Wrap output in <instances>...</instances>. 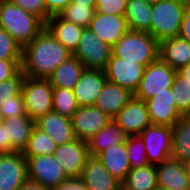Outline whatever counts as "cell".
<instances>
[{
	"mask_svg": "<svg viewBox=\"0 0 190 190\" xmlns=\"http://www.w3.org/2000/svg\"><path fill=\"white\" fill-rule=\"evenodd\" d=\"M12 142L8 139L7 127L4 124L0 125V154L11 153Z\"/></svg>",
	"mask_w": 190,
	"mask_h": 190,
	"instance_id": "45",
	"label": "cell"
},
{
	"mask_svg": "<svg viewBox=\"0 0 190 190\" xmlns=\"http://www.w3.org/2000/svg\"><path fill=\"white\" fill-rule=\"evenodd\" d=\"M73 54L44 28L22 50L21 70L30 78L47 79Z\"/></svg>",
	"mask_w": 190,
	"mask_h": 190,
	"instance_id": "1",
	"label": "cell"
},
{
	"mask_svg": "<svg viewBox=\"0 0 190 190\" xmlns=\"http://www.w3.org/2000/svg\"><path fill=\"white\" fill-rule=\"evenodd\" d=\"M73 55L85 68L105 70L112 56V47L101 41L89 28H84Z\"/></svg>",
	"mask_w": 190,
	"mask_h": 190,
	"instance_id": "8",
	"label": "cell"
},
{
	"mask_svg": "<svg viewBox=\"0 0 190 190\" xmlns=\"http://www.w3.org/2000/svg\"><path fill=\"white\" fill-rule=\"evenodd\" d=\"M127 156L125 141L124 143L106 148L97 157L106 170L122 183L131 170L130 161Z\"/></svg>",
	"mask_w": 190,
	"mask_h": 190,
	"instance_id": "24",
	"label": "cell"
},
{
	"mask_svg": "<svg viewBox=\"0 0 190 190\" xmlns=\"http://www.w3.org/2000/svg\"><path fill=\"white\" fill-rule=\"evenodd\" d=\"M22 46L0 27V59H22Z\"/></svg>",
	"mask_w": 190,
	"mask_h": 190,
	"instance_id": "36",
	"label": "cell"
},
{
	"mask_svg": "<svg viewBox=\"0 0 190 190\" xmlns=\"http://www.w3.org/2000/svg\"><path fill=\"white\" fill-rule=\"evenodd\" d=\"M152 4L144 0H128L125 18L129 29L148 32L151 35Z\"/></svg>",
	"mask_w": 190,
	"mask_h": 190,
	"instance_id": "28",
	"label": "cell"
},
{
	"mask_svg": "<svg viewBox=\"0 0 190 190\" xmlns=\"http://www.w3.org/2000/svg\"><path fill=\"white\" fill-rule=\"evenodd\" d=\"M7 127L8 139L12 142V152H22L32 135L36 121L31 117L16 116L4 120Z\"/></svg>",
	"mask_w": 190,
	"mask_h": 190,
	"instance_id": "27",
	"label": "cell"
},
{
	"mask_svg": "<svg viewBox=\"0 0 190 190\" xmlns=\"http://www.w3.org/2000/svg\"><path fill=\"white\" fill-rule=\"evenodd\" d=\"M177 73L184 78V82H190V64L180 68Z\"/></svg>",
	"mask_w": 190,
	"mask_h": 190,
	"instance_id": "47",
	"label": "cell"
},
{
	"mask_svg": "<svg viewBox=\"0 0 190 190\" xmlns=\"http://www.w3.org/2000/svg\"><path fill=\"white\" fill-rule=\"evenodd\" d=\"M17 6L23 8L28 13L37 16L44 24L49 18L46 11L45 0H9Z\"/></svg>",
	"mask_w": 190,
	"mask_h": 190,
	"instance_id": "38",
	"label": "cell"
},
{
	"mask_svg": "<svg viewBox=\"0 0 190 190\" xmlns=\"http://www.w3.org/2000/svg\"><path fill=\"white\" fill-rule=\"evenodd\" d=\"M25 75L20 70L14 77L0 83V103L12 101V97L22 93Z\"/></svg>",
	"mask_w": 190,
	"mask_h": 190,
	"instance_id": "37",
	"label": "cell"
},
{
	"mask_svg": "<svg viewBox=\"0 0 190 190\" xmlns=\"http://www.w3.org/2000/svg\"><path fill=\"white\" fill-rule=\"evenodd\" d=\"M179 37L190 42V3H188L184 11Z\"/></svg>",
	"mask_w": 190,
	"mask_h": 190,
	"instance_id": "44",
	"label": "cell"
},
{
	"mask_svg": "<svg viewBox=\"0 0 190 190\" xmlns=\"http://www.w3.org/2000/svg\"><path fill=\"white\" fill-rule=\"evenodd\" d=\"M176 74L177 70L158 58L145 67L134 97L145 101L156 93L167 92V88L173 86Z\"/></svg>",
	"mask_w": 190,
	"mask_h": 190,
	"instance_id": "6",
	"label": "cell"
},
{
	"mask_svg": "<svg viewBox=\"0 0 190 190\" xmlns=\"http://www.w3.org/2000/svg\"><path fill=\"white\" fill-rule=\"evenodd\" d=\"M126 138L124 131L111 119L103 129L87 140L89 155L97 157L106 148L124 143Z\"/></svg>",
	"mask_w": 190,
	"mask_h": 190,
	"instance_id": "26",
	"label": "cell"
},
{
	"mask_svg": "<svg viewBox=\"0 0 190 190\" xmlns=\"http://www.w3.org/2000/svg\"><path fill=\"white\" fill-rule=\"evenodd\" d=\"M145 66L135 61L111 56L105 68L107 81L130 90L133 94L139 87Z\"/></svg>",
	"mask_w": 190,
	"mask_h": 190,
	"instance_id": "10",
	"label": "cell"
},
{
	"mask_svg": "<svg viewBox=\"0 0 190 190\" xmlns=\"http://www.w3.org/2000/svg\"><path fill=\"white\" fill-rule=\"evenodd\" d=\"M56 148L57 144L50 138V136L35 126L22 154L24 156L54 154Z\"/></svg>",
	"mask_w": 190,
	"mask_h": 190,
	"instance_id": "31",
	"label": "cell"
},
{
	"mask_svg": "<svg viewBox=\"0 0 190 190\" xmlns=\"http://www.w3.org/2000/svg\"><path fill=\"white\" fill-rule=\"evenodd\" d=\"M155 190H169V189H165V188H162V187H157Z\"/></svg>",
	"mask_w": 190,
	"mask_h": 190,
	"instance_id": "52",
	"label": "cell"
},
{
	"mask_svg": "<svg viewBox=\"0 0 190 190\" xmlns=\"http://www.w3.org/2000/svg\"><path fill=\"white\" fill-rule=\"evenodd\" d=\"M19 190H51L39 184L38 182L28 179Z\"/></svg>",
	"mask_w": 190,
	"mask_h": 190,
	"instance_id": "46",
	"label": "cell"
},
{
	"mask_svg": "<svg viewBox=\"0 0 190 190\" xmlns=\"http://www.w3.org/2000/svg\"><path fill=\"white\" fill-rule=\"evenodd\" d=\"M51 190H88L81 178H68Z\"/></svg>",
	"mask_w": 190,
	"mask_h": 190,
	"instance_id": "42",
	"label": "cell"
},
{
	"mask_svg": "<svg viewBox=\"0 0 190 190\" xmlns=\"http://www.w3.org/2000/svg\"><path fill=\"white\" fill-rule=\"evenodd\" d=\"M172 87L145 100L152 125L173 127L184 115L178 110Z\"/></svg>",
	"mask_w": 190,
	"mask_h": 190,
	"instance_id": "14",
	"label": "cell"
},
{
	"mask_svg": "<svg viewBox=\"0 0 190 190\" xmlns=\"http://www.w3.org/2000/svg\"><path fill=\"white\" fill-rule=\"evenodd\" d=\"M88 28L112 47L129 30V25L125 15H106L95 11Z\"/></svg>",
	"mask_w": 190,
	"mask_h": 190,
	"instance_id": "16",
	"label": "cell"
},
{
	"mask_svg": "<svg viewBox=\"0 0 190 190\" xmlns=\"http://www.w3.org/2000/svg\"><path fill=\"white\" fill-rule=\"evenodd\" d=\"M95 11V4L70 3L58 15L68 22L88 28Z\"/></svg>",
	"mask_w": 190,
	"mask_h": 190,
	"instance_id": "32",
	"label": "cell"
},
{
	"mask_svg": "<svg viewBox=\"0 0 190 190\" xmlns=\"http://www.w3.org/2000/svg\"><path fill=\"white\" fill-rule=\"evenodd\" d=\"M45 28L72 54L75 53L84 27L68 22L59 15H53L47 19Z\"/></svg>",
	"mask_w": 190,
	"mask_h": 190,
	"instance_id": "22",
	"label": "cell"
},
{
	"mask_svg": "<svg viewBox=\"0 0 190 190\" xmlns=\"http://www.w3.org/2000/svg\"><path fill=\"white\" fill-rule=\"evenodd\" d=\"M139 136L143 139L148 161L158 165L172 157V127L151 125Z\"/></svg>",
	"mask_w": 190,
	"mask_h": 190,
	"instance_id": "9",
	"label": "cell"
},
{
	"mask_svg": "<svg viewBox=\"0 0 190 190\" xmlns=\"http://www.w3.org/2000/svg\"><path fill=\"white\" fill-rule=\"evenodd\" d=\"M81 179L88 190H122L121 182L106 170L98 157L87 159Z\"/></svg>",
	"mask_w": 190,
	"mask_h": 190,
	"instance_id": "18",
	"label": "cell"
},
{
	"mask_svg": "<svg viewBox=\"0 0 190 190\" xmlns=\"http://www.w3.org/2000/svg\"><path fill=\"white\" fill-rule=\"evenodd\" d=\"M133 96L134 94L130 90L106 81L94 106L113 118Z\"/></svg>",
	"mask_w": 190,
	"mask_h": 190,
	"instance_id": "21",
	"label": "cell"
},
{
	"mask_svg": "<svg viewBox=\"0 0 190 190\" xmlns=\"http://www.w3.org/2000/svg\"><path fill=\"white\" fill-rule=\"evenodd\" d=\"M159 58L178 71L190 64V42L179 36L160 42Z\"/></svg>",
	"mask_w": 190,
	"mask_h": 190,
	"instance_id": "23",
	"label": "cell"
},
{
	"mask_svg": "<svg viewBox=\"0 0 190 190\" xmlns=\"http://www.w3.org/2000/svg\"><path fill=\"white\" fill-rule=\"evenodd\" d=\"M0 112L4 119H8L16 116H25V106L22 93L18 96L12 97V101L0 103Z\"/></svg>",
	"mask_w": 190,
	"mask_h": 190,
	"instance_id": "40",
	"label": "cell"
},
{
	"mask_svg": "<svg viewBox=\"0 0 190 190\" xmlns=\"http://www.w3.org/2000/svg\"><path fill=\"white\" fill-rule=\"evenodd\" d=\"M172 158L190 160V116L180 118L172 127Z\"/></svg>",
	"mask_w": 190,
	"mask_h": 190,
	"instance_id": "29",
	"label": "cell"
},
{
	"mask_svg": "<svg viewBox=\"0 0 190 190\" xmlns=\"http://www.w3.org/2000/svg\"><path fill=\"white\" fill-rule=\"evenodd\" d=\"M159 187L169 190H190L184 164L172 157L156 165Z\"/></svg>",
	"mask_w": 190,
	"mask_h": 190,
	"instance_id": "20",
	"label": "cell"
},
{
	"mask_svg": "<svg viewBox=\"0 0 190 190\" xmlns=\"http://www.w3.org/2000/svg\"><path fill=\"white\" fill-rule=\"evenodd\" d=\"M111 119L95 106L79 107L71 118L76 139L87 142L93 135L103 129Z\"/></svg>",
	"mask_w": 190,
	"mask_h": 190,
	"instance_id": "15",
	"label": "cell"
},
{
	"mask_svg": "<svg viewBox=\"0 0 190 190\" xmlns=\"http://www.w3.org/2000/svg\"><path fill=\"white\" fill-rule=\"evenodd\" d=\"M173 99L175 100L178 110L184 116H190V82H184L178 73L172 86Z\"/></svg>",
	"mask_w": 190,
	"mask_h": 190,
	"instance_id": "35",
	"label": "cell"
},
{
	"mask_svg": "<svg viewBox=\"0 0 190 190\" xmlns=\"http://www.w3.org/2000/svg\"><path fill=\"white\" fill-rule=\"evenodd\" d=\"M187 5L184 0H160L152 4L151 35L159 43L179 36Z\"/></svg>",
	"mask_w": 190,
	"mask_h": 190,
	"instance_id": "4",
	"label": "cell"
},
{
	"mask_svg": "<svg viewBox=\"0 0 190 190\" xmlns=\"http://www.w3.org/2000/svg\"><path fill=\"white\" fill-rule=\"evenodd\" d=\"M71 3L95 4V0H72Z\"/></svg>",
	"mask_w": 190,
	"mask_h": 190,
	"instance_id": "49",
	"label": "cell"
},
{
	"mask_svg": "<svg viewBox=\"0 0 190 190\" xmlns=\"http://www.w3.org/2000/svg\"><path fill=\"white\" fill-rule=\"evenodd\" d=\"M0 27L23 48L45 28V24L37 16L28 13L9 0H1Z\"/></svg>",
	"mask_w": 190,
	"mask_h": 190,
	"instance_id": "2",
	"label": "cell"
},
{
	"mask_svg": "<svg viewBox=\"0 0 190 190\" xmlns=\"http://www.w3.org/2000/svg\"><path fill=\"white\" fill-rule=\"evenodd\" d=\"M121 185L122 190H155L158 187L156 165L131 169Z\"/></svg>",
	"mask_w": 190,
	"mask_h": 190,
	"instance_id": "30",
	"label": "cell"
},
{
	"mask_svg": "<svg viewBox=\"0 0 190 190\" xmlns=\"http://www.w3.org/2000/svg\"><path fill=\"white\" fill-rule=\"evenodd\" d=\"M84 70L82 62L72 55L63 61L47 79L53 87L73 90Z\"/></svg>",
	"mask_w": 190,
	"mask_h": 190,
	"instance_id": "25",
	"label": "cell"
},
{
	"mask_svg": "<svg viewBox=\"0 0 190 190\" xmlns=\"http://www.w3.org/2000/svg\"><path fill=\"white\" fill-rule=\"evenodd\" d=\"M36 126L46 132L57 144H67L76 139L72 120L50 111L36 120Z\"/></svg>",
	"mask_w": 190,
	"mask_h": 190,
	"instance_id": "19",
	"label": "cell"
},
{
	"mask_svg": "<svg viewBox=\"0 0 190 190\" xmlns=\"http://www.w3.org/2000/svg\"><path fill=\"white\" fill-rule=\"evenodd\" d=\"M112 56L135 61L146 67L159 58V42L148 32L129 29L112 46Z\"/></svg>",
	"mask_w": 190,
	"mask_h": 190,
	"instance_id": "3",
	"label": "cell"
},
{
	"mask_svg": "<svg viewBox=\"0 0 190 190\" xmlns=\"http://www.w3.org/2000/svg\"><path fill=\"white\" fill-rule=\"evenodd\" d=\"M53 155L64 168L68 178H81L83 168L90 157L87 142L79 139L57 145Z\"/></svg>",
	"mask_w": 190,
	"mask_h": 190,
	"instance_id": "13",
	"label": "cell"
},
{
	"mask_svg": "<svg viewBox=\"0 0 190 190\" xmlns=\"http://www.w3.org/2000/svg\"><path fill=\"white\" fill-rule=\"evenodd\" d=\"M126 150L131 169L140 168L150 164L147 158L144 141L139 135L127 136Z\"/></svg>",
	"mask_w": 190,
	"mask_h": 190,
	"instance_id": "34",
	"label": "cell"
},
{
	"mask_svg": "<svg viewBox=\"0 0 190 190\" xmlns=\"http://www.w3.org/2000/svg\"><path fill=\"white\" fill-rule=\"evenodd\" d=\"M28 179L52 189L68 179L64 168L53 154L25 156Z\"/></svg>",
	"mask_w": 190,
	"mask_h": 190,
	"instance_id": "7",
	"label": "cell"
},
{
	"mask_svg": "<svg viewBox=\"0 0 190 190\" xmlns=\"http://www.w3.org/2000/svg\"><path fill=\"white\" fill-rule=\"evenodd\" d=\"M4 118H3V115H2V113L0 112V125L1 124H4Z\"/></svg>",
	"mask_w": 190,
	"mask_h": 190,
	"instance_id": "51",
	"label": "cell"
},
{
	"mask_svg": "<svg viewBox=\"0 0 190 190\" xmlns=\"http://www.w3.org/2000/svg\"><path fill=\"white\" fill-rule=\"evenodd\" d=\"M144 1L149 3V4H155L156 2H158L160 0H144Z\"/></svg>",
	"mask_w": 190,
	"mask_h": 190,
	"instance_id": "50",
	"label": "cell"
},
{
	"mask_svg": "<svg viewBox=\"0 0 190 190\" xmlns=\"http://www.w3.org/2000/svg\"><path fill=\"white\" fill-rule=\"evenodd\" d=\"M72 0H45L46 11L49 17L58 15Z\"/></svg>",
	"mask_w": 190,
	"mask_h": 190,
	"instance_id": "43",
	"label": "cell"
},
{
	"mask_svg": "<svg viewBox=\"0 0 190 190\" xmlns=\"http://www.w3.org/2000/svg\"><path fill=\"white\" fill-rule=\"evenodd\" d=\"M112 119L127 136H137L152 125L146 102L134 96Z\"/></svg>",
	"mask_w": 190,
	"mask_h": 190,
	"instance_id": "11",
	"label": "cell"
},
{
	"mask_svg": "<svg viewBox=\"0 0 190 190\" xmlns=\"http://www.w3.org/2000/svg\"><path fill=\"white\" fill-rule=\"evenodd\" d=\"M107 81L105 70L85 68L73 93L79 107L94 106Z\"/></svg>",
	"mask_w": 190,
	"mask_h": 190,
	"instance_id": "17",
	"label": "cell"
},
{
	"mask_svg": "<svg viewBox=\"0 0 190 190\" xmlns=\"http://www.w3.org/2000/svg\"><path fill=\"white\" fill-rule=\"evenodd\" d=\"M27 180V159L22 152L0 154V190H19Z\"/></svg>",
	"mask_w": 190,
	"mask_h": 190,
	"instance_id": "12",
	"label": "cell"
},
{
	"mask_svg": "<svg viewBox=\"0 0 190 190\" xmlns=\"http://www.w3.org/2000/svg\"><path fill=\"white\" fill-rule=\"evenodd\" d=\"M78 108L73 90L53 87V111L71 119Z\"/></svg>",
	"mask_w": 190,
	"mask_h": 190,
	"instance_id": "33",
	"label": "cell"
},
{
	"mask_svg": "<svg viewBox=\"0 0 190 190\" xmlns=\"http://www.w3.org/2000/svg\"><path fill=\"white\" fill-rule=\"evenodd\" d=\"M22 59H0V83L14 77L21 70Z\"/></svg>",
	"mask_w": 190,
	"mask_h": 190,
	"instance_id": "41",
	"label": "cell"
},
{
	"mask_svg": "<svg viewBox=\"0 0 190 190\" xmlns=\"http://www.w3.org/2000/svg\"><path fill=\"white\" fill-rule=\"evenodd\" d=\"M128 0H95L96 12L106 15H125Z\"/></svg>",
	"mask_w": 190,
	"mask_h": 190,
	"instance_id": "39",
	"label": "cell"
},
{
	"mask_svg": "<svg viewBox=\"0 0 190 190\" xmlns=\"http://www.w3.org/2000/svg\"><path fill=\"white\" fill-rule=\"evenodd\" d=\"M22 96L26 115L34 121L53 110V86L48 79L25 76Z\"/></svg>",
	"mask_w": 190,
	"mask_h": 190,
	"instance_id": "5",
	"label": "cell"
},
{
	"mask_svg": "<svg viewBox=\"0 0 190 190\" xmlns=\"http://www.w3.org/2000/svg\"><path fill=\"white\" fill-rule=\"evenodd\" d=\"M183 164H184V168H185V171H186V175H187V177L189 179V182H190V160L184 162Z\"/></svg>",
	"mask_w": 190,
	"mask_h": 190,
	"instance_id": "48",
	"label": "cell"
}]
</instances>
